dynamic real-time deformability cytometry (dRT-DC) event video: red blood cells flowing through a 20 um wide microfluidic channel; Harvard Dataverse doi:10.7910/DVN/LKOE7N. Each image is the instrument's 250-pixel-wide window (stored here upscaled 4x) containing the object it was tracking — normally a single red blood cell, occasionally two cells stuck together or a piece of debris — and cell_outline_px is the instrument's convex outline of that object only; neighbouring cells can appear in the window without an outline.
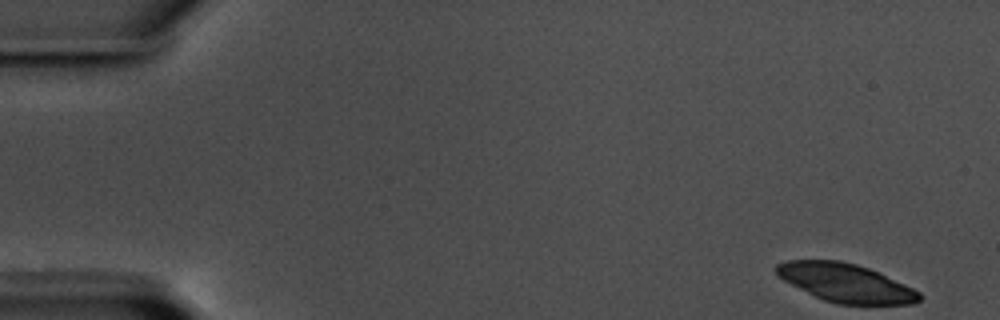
{"species": "common noctule bat (a hibernating species)", "species_latin": "Nyctalus noctula", "temperature_condition": "warm", "stored_images_in_passage": 17, "camera_frame_rate_fps": 3000, "um_per_image_px": 0.085, "animal": {"sex": "male", "body_mass_g": 17.5, "forearm_length_mm": 52.3}, "frame": {"image": 1, "passage_image": 1, "time_ms": 0.0, "image_size_px": [1000, 320], "cell_outline_px": [[920, 300], [912, 304], [836, 304], [824, 300], [784, 280], [772, 268], [776, 264], [788, 260], [840, 260], [856, 264], [880, 272], [920, 292]], "centroid_in_image_um": [71.88, 24.03], "position_along_channel_um": 13.1, "area_um2": 31.79}}